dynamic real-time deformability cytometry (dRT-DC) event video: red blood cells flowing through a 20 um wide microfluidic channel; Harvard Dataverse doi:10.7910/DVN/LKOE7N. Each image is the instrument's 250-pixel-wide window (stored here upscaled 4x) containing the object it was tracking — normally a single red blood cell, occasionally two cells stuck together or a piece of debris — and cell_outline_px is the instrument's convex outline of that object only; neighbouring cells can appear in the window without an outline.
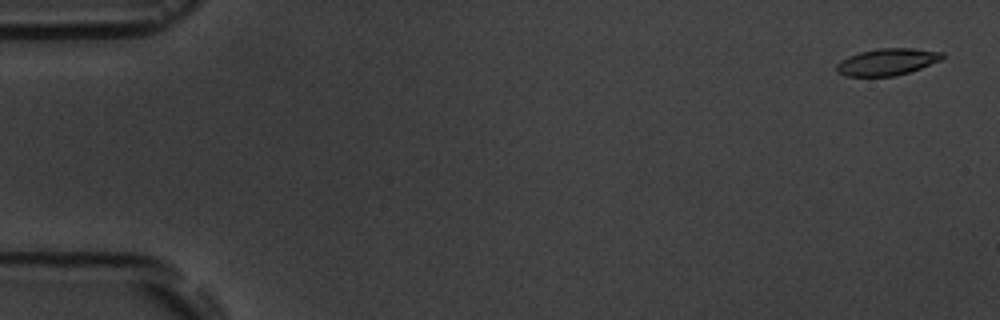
{"species": "common noctule bat (a hibernating species)", "species_latin": "Nyctalus noctula", "temperature_condition": "room temperature", "stored_images_in_passage": 6, "camera_frame_rate_fps": 3000, "um_per_image_px": 0.085, "animal": {"sex": "male", "body_mass_g": 19.5, "forearm_length_mm": 54.6}, "frame": {"image": 1, "passage_image": 1, "time_ms": 0.0, "image_size_px": [1000, 320], "cell_outline_px": [[944, 56], [940, 60], [920, 68], [896, 76], [844, 76], [836, 68], [836, 64], [848, 56], [860, 52], [876, 48], [912, 48], [944, 52]], "centroid_in_image_um": [75.41, 5.25], "position_along_channel_um": 9.6, "area_um2": 16.42}}
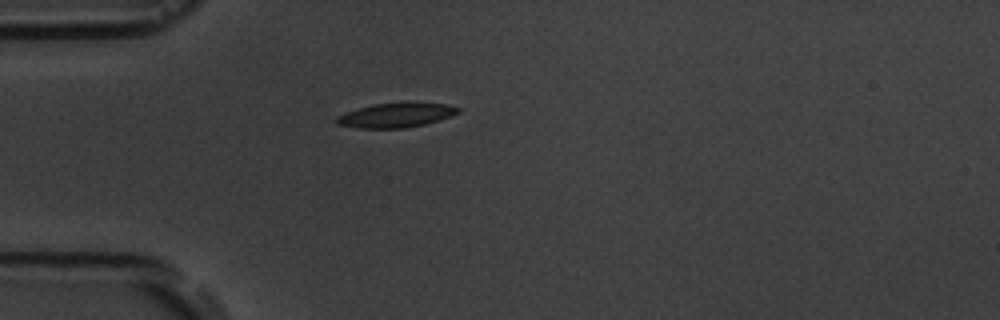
{"frame": {"image": 2, "passage_image": 5, "time_ms": 4.667, "image_size_px": [1000, 320], "cell_outline_px": [[460, 112], [424, 124], [404, 128], [356, 128], [336, 124], [336, 116], [360, 108], [376, 104], [408, 100], [444, 104], [460, 108]], "centroid_in_image_um": [33.66, 9.76], "position_along_channel_um": 51.3, "area_um2": 17.46}}